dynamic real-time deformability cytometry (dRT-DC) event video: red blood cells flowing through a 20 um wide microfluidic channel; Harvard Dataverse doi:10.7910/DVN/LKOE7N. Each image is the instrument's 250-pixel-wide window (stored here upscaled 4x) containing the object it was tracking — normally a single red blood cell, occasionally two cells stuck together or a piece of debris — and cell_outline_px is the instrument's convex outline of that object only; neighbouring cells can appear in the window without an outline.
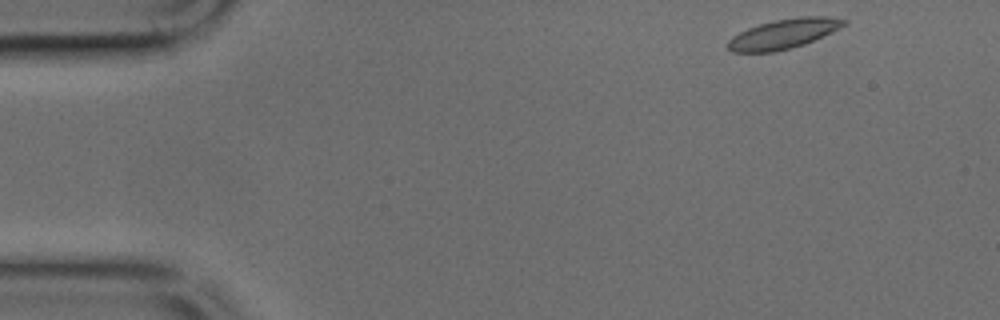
{"species": "common noctule bat (a hibernating species)", "species_latin": "Nyctalus noctula", "temperature_condition": "cold", "stored_images_in_passage": 25, "camera_frame_rate_fps": 3000, "um_per_image_px": 0.085, "animal": {"sex": "male", "body_mass_g": 17.9, "forearm_length_mm": 54.2}, "frame": {"image": 1, "passage_image": 1, "time_ms": 0.0, "image_size_px": [1000, 320], "cell_outline_px": [[848, 24], [840, 28], [804, 44], [792, 48], [776, 52], [732, 52], [724, 44], [732, 36], [748, 28], [760, 24], [776, 20], [800, 16], [828, 16], [848, 20]], "centroid_in_image_um": [66.6, 2.88], "position_along_channel_um": 18.4, "area_um2": 20.17}}
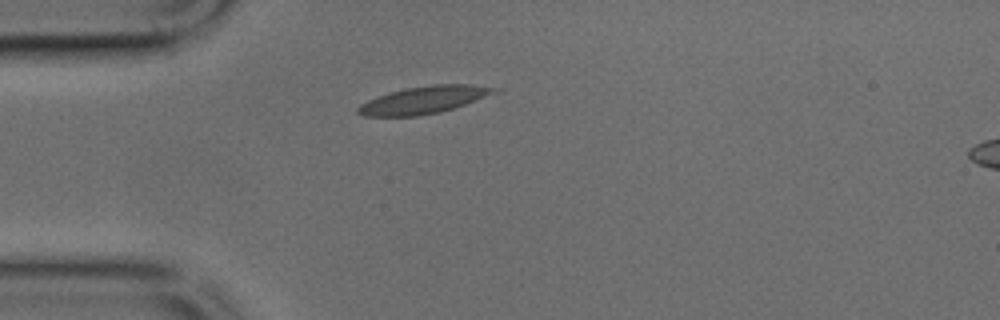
{"frame": {"image": 2, "passage_image": 9, "time_ms": 2.667, "image_size_px": [1000, 320], "cell_outline_px": [[504, 88], [500, 92], [440, 112], [416, 116], [364, 116], [356, 112], [356, 108], [360, 104], [368, 100], [404, 88], [432, 84], [472, 84]], "centroid_in_image_um": [36.09, 8.48], "position_along_channel_um": 48.9, "area_um2": 21.79}}
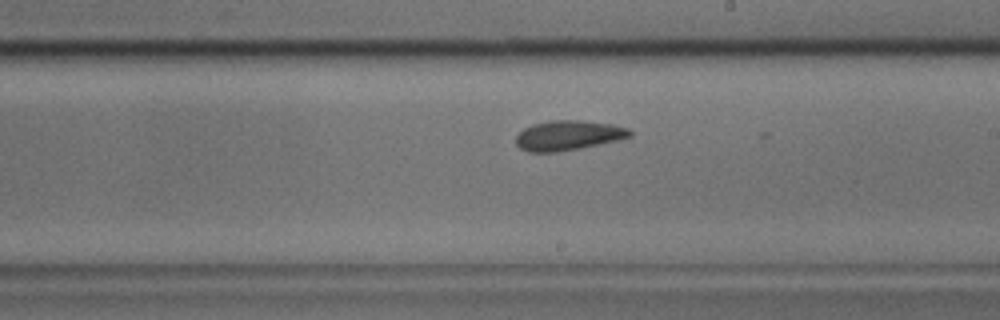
{"frame": {"image": 3, "passage_image": 24, "time_ms": 7.667, "image_size_px": [1000, 320], "cell_outline_px": [[632, 136], [616, 140], [580, 148], [556, 152], [528, 152], [520, 148], [516, 144], [516, 136], [524, 128], [532, 124], [552, 120], [584, 120], [612, 124], [628, 128], [632, 132]], "centroid_in_image_um": [48.28, 11.5], "position_along_channel_um": 240.7, "area_um2": 19.77}}